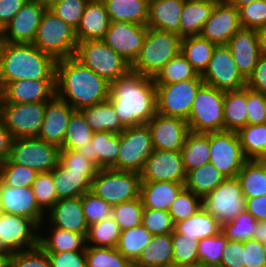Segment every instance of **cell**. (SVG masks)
Instances as JSON below:
<instances>
[{"label":"cell","instance_id":"cell-4","mask_svg":"<svg viewBox=\"0 0 266 267\" xmlns=\"http://www.w3.org/2000/svg\"><path fill=\"white\" fill-rule=\"evenodd\" d=\"M178 34L154 28L147 29L143 47L131 65V71L154 78L181 51Z\"/></svg>","mask_w":266,"mask_h":267},{"label":"cell","instance_id":"cell-8","mask_svg":"<svg viewBox=\"0 0 266 267\" xmlns=\"http://www.w3.org/2000/svg\"><path fill=\"white\" fill-rule=\"evenodd\" d=\"M140 173L99 169L92 180L91 192L114 206L140 197Z\"/></svg>","mask_w":266,"mask_h":267},{"label":"cell","instance_id":"cell-25","mask_svg":"<svg viewBox=\"0 0 266 267\" xmlns=\"http://www.w3.org/2000/svg\"><path fill=\"white\" fill-rule=\"evenodd\" d=\"M2 88L4 103H46L56 95L55 81L17 80Z\"/></svg>","mask_w":266,"mask_h":267},{"label":"cell","instance_id":"cell-47","mask_svg":"<svg viewBox=\"0 0 266 267\" xmlns=\"http://www.w3.org/2000/svg\"><path fill=\"white\" fill-rule=\"evenodd\" d=\"M93 133L83 114L75 110L69 119L61 149L77 150L91 141Z\"/></svg>","mask_w":266,"mask_h":267},{"label":"cell","instance_id":"cell-10","mask_svg":"<svg viewBox=\"0 0 266 267\" xmlns=\"http://www.w3.org/2000/svg\"><path fill=\"white\" fill-rule=\"evenodd\" d=\"M61 148L39 138H15L9 159L38 173L52 171L60 160Z\"/></svg>","mask_w":266,"mask_h":267},{"label":"cell","instance_id":"cell-30","mask_svg":"<svg viewBox=\"0 0 266 267\" xmlns=\"http://www.w3.org/2000/svg\"><path fill=\"white\" fill-rule=\"evenodd\" d=\"M97 172H68L59 161L52 170V180L58 199L82 196L91 190V183Z\"/></svg>","mask_w":266,"mask_h":267},{"label":"cell","instance_id":"cell-75","mask_svg":"<svg viewBox=\"0 0 266 267\" xmlns=\"http://www.w3.org/2000/svg\"><path fill=\"white\" fill-rule=\"evenodd\" d=\"M3 104H4V93H3V88L0 86V120H2Z\"/></svg>","mask_w":266,"mask_h":267},{"label":"cell","instance_id":"cell-34","mask_svg":"<svg viewBox=\"0 0 266 267\" xmlns=\"http://www.w3.org/2000/svg\"><path fill=\"white\" fill-rule=\"evenodd\" d=\"M79 111L94 132L109 131L120 134L126 128L119 120L108 99L95 105L83 107Z\"/></svg>","mask_w":266,"mask_h":267},{"label":"cell","instance_id":"cell-45","mask_svg":"<svg viewBox=\"0 0 266 267\" xmlns=\"http://www.w3.org/2000/svg\"><path fill=\"white\" fill-rule=\"evenodd\" d=\"M194 78L202 77L186 58L179 53L159 71L153 80L155 85H165Z\"/></svg>","mask_w":266,"mask_h":267},{"label":"cell","instance_id":"cell-2","mask_svg":"<svg viewBox=\"0 0 266 267\" xmlns=\"http://www.w3.org/2000/svg\"><path fill=\"white\" fill-rule=\"evenodd\" d=\"M56 96L75 110L109 98L110 83L83 65L74 56L56 62Z\"/></svg>","mask_w":266,"mask_h":267},{"label":"cell","instance_id":"cell-56","mask_svg":"<svg viewBox=\"0 0 266 267\" xmlns=\"http://www.w3.org/2000/svg\"><path fill=\"white\" fill-rule=\"evenodd\" d=\"M88 2L89 0H57L48 9L76 30Z\"/></svg>","mask_w":266,"mask_h":267},{"label":"cell","instance_id":"cell-71","mask_svg":"<svg viewBox=\"0 0 266 267\" xmlns=\"http://www.w3.org/2000/svg\"><path fill=\"white\" fill-rule=\"evenodd\" d=\"M252 239L259 242H264L266 240V221L257 222L256 230Z\"/></svg>","mask_w":266,"mask_h":267},{"label":"cell","instance_id":"cell-28","mask_svg":"<svg viewBox=\"0 0 266 267\" xmlns=\"http://www.w3.org/2000/svg\"><path fill=\"white\" fill-rule=\"evenodd\" d=\"M110 18L102 0H89L75 30L78 42L102 40L110 25Z\"/></svg>","mask_w":266,"mask_h":267},{"label":"cell","instance_id":"cell-67","mask_svg":"<svg viewBox=\"0 0 266 267\" xmlns=\"http://www.w3.org/2000/svg\"><path fill=\"white\" fill-rule=\"evenodd\" d=\"M28 0H1L0 25L4 29Z\"/></svg>","mask_w":266,"mask_h":267},{"label":"cell","instance_id":"cell-3","mask_svg":"<svg viewBox=\"0 0 266 267\" xmlns=\"http://www.w3.org/2000/svg\"><path fill=\"white\" fill-rule=\"evenodd\" d=\"M56 62L32 43L7 42L0 66V86L17 80L55 81Z\"/></svg>","mask_w":266,"mask_h":267},{"label":"cell","instance_id":"cell-54","mask_svg":"<svg viewBox=\"0 0 266 267\" xmlns=\"http://www.w3.org/2000/svg\"><path fill=\"white\" fill-rule=\"evenodd\" d=\"M257 220L246 210L235 219L222 225L221 232L228 240L247 241L253 238Z\"/></svg>","mask_w":266,"mask_h":267},{"label":"cell","instance_id":"cell-11","mask_svg":"<svg viewBox=\"0 0 266 267\" xmlns=\"http://www.w3.org/2000/svg\"><path fill=\"white\" fill-rule=\"evenodd\" d=\"M246 199L239 178L227 177L202 199L203 207L221 224L235 219L245 211Z\"/></svg>","mask_w":266,"mask_h":267},{"label":"cell","instance_id":"cell-51","mask_svg":"<svg viewBox=\"0 0 266 267\" xmlns=\"http://www.w3.org/2000/svg\"><path fill=\"white\" fill-rule=\"evenodd\" d=\"M143 211L144 207L140 197L112 206V216L121 231L141 225Z\"/></svg>","mask_w":266,"mask_h":267},{"label":"cell","instance_id":"cell-35","mask_svg":"<svg viewBox=\"0 0 266 267\" xmlns=\"http://www.w3.org/2000/svg\"><path fill=\"white\" fill-rule=\"evenodd\" d=\"M111 22L123 21L148 27L149 0H102Z\"/></svg>","mask_w":266,"mask_h":267},{"label":"cell","instance_id":"cell-70","mask_svg":"<svg viewBox=\"0 0 266 267\" xmlns=\"http://www.w3.org/2000/svg\"><path fill=\"white\" fill-rule=\"evenodd\" d=\"M260 54L266 56V26L256 30Z\"/></svg>","mask_w":266,"mask_h":267},{"label":"cell","instance_id":"cell-60","mask_svg":"<svg viewBox=\"0 0 266 267\" xmlns=\"http://www.w3.org/2000/svg\"><path fill=\"white\" fill-rule=\"evenodd\" d=\"M10 267H50L47 252L39 245L10 253Z\"/></svg>","mask_w":266,"mask_h":267},{"label":"cell","instance_id":"cell-39","mask_svg":"<svg viewBox=\"0 0 266 267\" xmlns=\"http://www.w3.org/2000/svg\"><path fill=\"white\" fill-rule=\"evenodd\" d=\"M180 152L186 174L203 164L209 163L210 133L190 131Z\"/></svg>","mask_w":266,"mask_h":267},{"label":"cell","instance_id":"cell-5","mask_svg":"<svg viewBox=\"0 0 266 267\" xmlns=\"http://www.w3.org/2000/svg\"><path fill=\"white\" fill-rule=\"evenodd\" d=\"M32 44L57 61L73 57L78 41L75 29L46 8Z\"/></svg>","mask_w":266,"mask_h":267},{"label":"cell","instance_id":"cell-68","mask_svg":"<svg viewBox=\"0 0 266 267\" xmlns=\"http://www.w3.org/2000/svg\"><path fill=\"white\" fill-rule=\"evenodd\" d=\"M245 210L258 222L266 221V195L246 199Z\"/></svg>","mask_w":266,"mask_h":267},{"label":"cell","instance_id":"cell-23","mask_svg":"<svg viewBox=\"0 0 266 267\" xmlns=\"http://www.w3.org/2000/svg\"><path fill=\"white\" fill-rule=\"evenodd\" d=\"M46 214L49 215L39 227H46L43 224L48 219L50 226L87 236L89 226L83 212L82 196L59 199Z\"/></svg>","mask_w":266,"mask_h":267},{"label":"cell","instance_id":"cell-64","mask_svg":"<svg viewBox=\"0 0 266 267\" xmlns=\"http://www.w3.org/2000/svg\"><path fill=\"white\" fill-rule=\"evenodd\" d=\"M219 267H245L243 241L227 240Z\"/></svg>","mask_w":266,"mask_h":267},{"label":"cell","instance_id":"cell-72","mask_svg":"<svg viewBox=\"0 0 266 267\" xmlns=\"http://www.w3.org/2000/svg\"><path fill=\"white\" fill-rule=\"evenodd\" d=\"M229 4L235 6L237 9H239L241 6L249 4L250 2L256 1V0H226ZM258 1H266V0H258Z\"/></svg>","mask_w":266,"mask_h":267},{"label":"cell","instance_id":"cell-58","mask_svg":"<svg viewBox=\"0 0 266 267\" xmlns=\"http://www.w3.org/2000/svg\"><path fill=\"white\" fill-rule=\"evenodd\" d=\"M142 225L152 235H165L174 231V223L169 211L144 208Z\"/></svg>","mask_w":266,"mask_h":267},{"label":"cell","instance_id":"cell-57","mask_svg":"<svg viewBox=\"0 0 266 267\" xmlns=\"http://www.w3.org/2000/svg\"><path fill=\"white\" fill-rule=\"evenodd\" d=\"M82 207L88 226L112 215V206L91 191L82 195Z\"/></svg>","mask_w":266,"mask_h":267},{"label":"cell","instance_id":"cell-65","mask_svg":"<svg viewBox=\"0 0 266 267\" xmlns=\"http://www.w3.org/2000/svg\"><path fill=\"white\" fill-rule=\"evenodd\" d=\"M243 248L245 267H266V255L262 242L249 239L243 241Z\"/></svg>","mask_w":266,"mask_h":267},{"label":"cell","instance_id":"cell-63","mask_svg":"<svg viewBox=\"0 0 266 267\" xmlns=\"http://www.w3.org/2000/svg\"><path fill=\"white\" fill-rule=\"evenodd\" d=\"M50 267H87L86 251L47 252Z\"/></svg>","mask_w":266,"mask_h":267},{"label":"cell","instance_id":"cell-13","mask_svg":"<svg viewBox=\"0 0 266 267\" xmlns=\"http://www.w3.org/2000/svg\"><path fill=\"white\" fill-rule=\"evenodd\" d=\"M247 161L241 148L237 132H210V159L226 177H236Z\"/></svg>","mask_w":266,"mask_h":267},{"label":"cell","instance_id":"cell-9","mask_svg":"<svg viewBox=\"0 0 266 267\" xmlns=\"http://www.w3.org/2000/svg\"><path fill=\"white\" fill-rule=\"evenodd\" d=\"M153 150L147 124L126 127L120 133L118 159L112 169L140 173Z\"/></svg>","mask_w":266,"mask_h":267},{"label":"cell","instance_id":"cell-50","mask_svg":"<svg viewBox=\"0 0 266 267\" xmlns=\"http://www.w3.org/2000/svg\"><path fill=\"white\" fill-rule=\"evenodd\" d=\"M38 172L13 163L9 158L0 164V181L11 187H32Z\"/></svg>","mask_w":266,"mask_h":267},{"label":"cell","instance_id":"cell-69","mask_svg":"<svg viewBox=\"0 0 266 267\" xmlns=\"http://www.w3.org/2000/svg\"><path fill=\"white\" fill-rule=\"evenodd\" d=\"M12 141L11 133L5 127L3 120H0V164L10 157Z\"/></svg>","mask_w":266,"mask_h":267},{"label":"cell","instance_id":"cell-27","mask_svg":"<svg viewBox=\"0 0 266 267\" xmlns=\"http://www.w3.org/2000/svg\"><path fill=\"white\" fill-rule=\"evenodd\" d=\"M241 75L247 80L261 56L256 30L241 28L227 43Z\"/></svg>","mask_w":266,"mask_h":267},{"label":"cell","instance_id":"cell-16","mask_svg":"<svg viewBox=\"0 0 266 267\" xmlns=\"http://www.w3.org/2000/svg\"><path fill=\"white\" fill-rule=\"evenodd\" d=\"M39 227L29 218L0 212V244L9 253L38 245Z\"/></svg>","mask_w":266,"mask_h":267},{"label":"cell","instance_id":"cell-42","mask_svg":"<svg viewBox=\"0 0 266 267\" xmlns=\"http://www.w3.org/2000/svg\"><path fill=\"white\" fill-rule=\"evenodd\" d=\"M216 44L200 35L187 36L181 39L180 53L194 67L199 75L207 69Z\"/></svg>","mask_w":266,"mask_h":267},{"label":"cell","instance_id":"cell-61","mask_svg":"<svg viewBox=\"0 0 266 267\" xmlns=\"http://www.w3.org/2000/svg\"><path fill=\"white\" fill-rule=\"evenodd\" d=\"M266 95L247 88V124L266 123Z\"/></svg>","mask_w":266,"mask_h":267},{"label":"cell","instance_id":"cell-19","mask_svg":"<svg viewBox=\"0 0 266 267\" xmlns=\"http://www.w3.org/2000/svg\"><path fill=\"white\" fill-rule=\"evenodd\" d=\"M154 149L181 151L188 133L187 121L156 113L147 123Z\"/></svg>","mask_w":266,"mask_h":267},{"label":"cell","instance_id":"cell-32","mask_svg":"<svg viewBox=\"0 0 266 267\" xmlns=\"http://www.w3.org/2000/svg\"><path fill=\"white\" fill-rule=\"evenodd\" d=\"M46 228V232L48 230L46 236L44 235L45 230L42 227H39L38 236V245L45 252L86 251V237L83 234L53 226H49V228L47 226ZM41 229H43V233L41 232Z\"/></svg>","mask_w":266,"mask_h":267},{"label":"cell","instance_id":"cell-21","mask_svg":"<svg viewBox=\"0 0 266 267\" xmlns=\"http://www.w3.org/2000/svg\"><path fill=\"white\" fill-rule=\"evenodd\" d=\"M0 212L31 219L38 227L46 214L39 208L32 187H11L0 181Z\"/></svg>","mask_w":266,"mask_h":267},{"label":"cell","instance_id":"cell-36","mask_svg":"<svg viewBox=\"0 0 266 267\" xmlns=\"http://www.w3.org/2000/svg\"><path fill=\"white\" fill-rule=\"evenodd\" d=\"M172 262V233L152 235L133 267H166Z\"/></svg>","mask_w":266,"mask_h":267},{"label":"cell","instance_id":"cell-73","mask_svg":"<svg viewBox=\"0 0 266 267\" xmlns=\"http://www.w3.org/2000/svg\"><path fill=\"white\" fill-rule=\"evenodd\" d=\"M0 267H10V254H0Z\"/></svg>","mask_w":266,"mask_h":267},{"label":"cell","instance_id":"cell-33","mask_svg":"<svg viewBox=\"0 0 266 267\" xmlns=\"http://www.w3.org/2000/svg\"><path fill=\"white\" fill-rule=\"evenodd\" d=\"M215 4L210 0H185L180 17V37L200 35Z\"/></svg>","mask_w":266,"mask_h":267},{"label":"cell","instance_id":"cell-66","mask_svg":"<svg viewBox=\"0 0 266 267\" xmlns=\"http://www.w3.org/2000/svg\"><path fill=\"white\" fill-rule=\"evenodd\" d=\"M246 87L266 95V56L259 57L252 74L246 80Z\"/></svg>","mask_w":266,"mask_h":267},{"label":"cell","instance_id":"cell-1","mask_svg":"<svg viewBox=\"0 0 266 267\" xmlns=\"http://www.w3.org/2000/svg\"><path fill=\"white\" fill-rule=\"evenodd\" d=\"M108 100L125 127L146 124L157 113L153 78L131 70L110 84Z\"/></svg>","mask_w":266,"mask_h":267},{"label":"cell","instance_id":"cell-20","mask_svg":"<svg viewBox=\"0 0 266 267\" xmlns=\"http://www.w3.org/2000/svg\"><path fill=\"white\" fill-rule=\"evenodd\" d=\"M240 29L239 10L224 0L216 2L200 36L216 45H227Z\"/></svg>","mask_w":266,"mask_h":267},{"label":"cell","instance_id":"cell-79","mask_svg":"<svg viewBox=\"0 0 266 267\" xmlns=\"http://www.w3.org/2000/svg\"><path fill=\"white\" fill-rule=\"evenodd\" d=\"M0 36H4V29L0 25Z\"/></svg>","mask_w":266,"mask_h":267},{"label":"cell","instance_id":"cell-22","mask_svg":"<svg viewBox=\"0 0 266 267\" xmlns=\"http://www.w3.org/2000/svg\"><path fill=\"white\" fill-rule=\"evenodd\" d=\"M74 111L72 106L55 95L45 103L44 118L37 138L61 148Z\"/></svg>","mask_w":266,"mask_h":267},{"label":"cell","instance_id":"cell-59","mask_svg":"<svg viewBox=\"0 0 266 267\" xmlns=\"http://www.w3.org/2000/svg\"><path fill=\"white\" fill-rule=\"evenodd\" d=\"M241 28L257 30L266 26V1H253L239 9Z\"/></svg>","mask_w":266,"mask_h":267},{"label":"cell","instance_id":"cell-26","mask_svg":"<svg viewBox=\"0 0 266 267\" xmlns=\"http://www.w3.org/2000/svg\"><path fill=\"white\" fill-rule=\"evenodd\" d=\"M120 134L109 131L94 132L91 141L78 151L91 160L98 169H112L117 163Z\"/></svg>","mask_w":266,"mask_h":267},{"label":"cell","instance_id":"cell-44","mask_svg":"<svg viewBox=\"0 0 266 267\" xmlns=\"http://www.w3.org/2000/svg\"><path fill=\"white\" fill-rule=\"evenodd\" d=\"M151 238L152 234L141 224L121 231L116 248L133 264L150 242Z\"/></svg>","mask_w":266,"mask_h":267},{"label":"cell","instance_id":"cell-76","mask_svg":"<svg viewBox=\"0 0 266 267\" xmlns=\"http://www.w3.org/2000/svg\"><path fill=\"white\" fill-rule=\"evenodd\" d=\"M33 1L40 3L41 5L45 6L46 8H49L57 0H33Z\"/></svg>","mask_w":266,"mask_h":267},{"label":"cell","instance_id":"cell-17","mask_svg":"<svg viewBox=\"0 0 266 267\" xmlns=\"http://www.w3.org/2000/svg\"><path fill=\"white\" fill-rule=\"evenodd\" d=\"M147 29L135 23L110 22L102 41L132 65L143 47Z\"/></svg>","mask_w":266,"mask_h":267},{"label":"cell","instance_id":"cell-18","mask_svg":"<svg viewBox=\"0 0 266 267\" xmlns=\"http://www.w3.org/2000/svg\"><path fill=\"white\" fill-rule=\"evenodd\" d=\"M141 182L185 183L186 172L180 151L154 149L140 172Z\"/></svg>","mask_w":266,"mask_h":267},{"label":"cell","instance_id":"cell-53","mask_svg":"<svg viewBox=\"0 0 266 267\" xmlns=\"http://www.w3.org/2000/svg\"><path fill=\"white\" fill-rule=\"evenodd\" d=\"M198 242L194 238L183 237V233L172 232L173 262L199 267Z\"/></svg>","mask_w":266,"mask_h":267},{"label":"cell","instance_id":"cell-49","mask_svg":"<svg viewBox=\"0 0 266 267\" xmlns=\"http://www.w3.org/2000/svg\"><path fill=\"white\" fill-rule=\"evenodd\" d=\"M227 240L222 232L199 240V267H219Z\"/></svg>","mask_w":266,"mask_h":267},{"label":"cell","instance_id":"cell-14","mask_svg":"<svg viewBox=\"0 0 266 267\" xmlns=\"http://www.w3.org/2000/svg\"><path fill=\"white\" fill-rule=\"evenodd\" d=\"M201 77L205 84L222 91L246 87V79L239 72L227 45H216L208 67Z\"/></svg>","mask_w":266,"mask_h":267},{"label":"cell","instance_id":"cell-52","mask_svg":"<svg viewBox=\"0 0 266 267\" xmlns=\"http://www.w3.org/2000/svg\"><path fill=\"white\" fill-rule=\"evenodd\" d=\"M203 207L202 198L185 187L178 193L169 207L174 225L195 215Z\"/></svg>","mask_w":266,"mask_h":267},{"label":"cell","instance_id":"cell-7","mask_svg":"<svg viewBox=\"0 0 266 267\" xmlns=\"http://www.w3.org/2000/svg\"><path fill=\"white\" fill-rule=\"evenodd\" d=\"M224 93L225 91L205 83L199 88L186 120L190 131L196 133L224 131Z\"/></svg>","mask_w":266,"mask_h":267},{"label":"cell","instance_id":"cell-77","mask_svg":"<svg viewBox=\"0 0 266 267\" xmlns=\"http://www.w3.org/2000/svg\"><path fill=\"white\" fill-rule=\"evenodd\" d=\"M166 267H191L189 265H185V264H181V263H175V262H172L170 263L168 266Z\"/></svg>","mask_w":266,"mask_h":267},{"label":"cell","instance_id":"cell-12","mask_svg":"<svg viewBox=\"0 0 266 267\" xmlns=\"http://www.w3.org/2000/svg\"><path fill=\"white\" fill-rule=\"evenodd\" d=\"M203 84L202 78H194L177 83L155 85L157 113L187 120L196 94Z\"/></svg>","mask_w":266,"mask_h":267},{"label":"cell","instance_id":"cell-38","mask_svg":"<svg viewBox=\"0 0 266 267\" xmlns=\"http://www.w3.org/2000/svg\"><path fill=\"white\" fill-rule=\"evenodd\" d=\"M224 130L235 131L247 125V87L224 93Z\"/></svg>","mask_w":266,"mask_h":267},{"label":"cell","instance_id":"cell-78","mask_svg":"<svg viewBox=\"0 0 266 267\" xmlns=\"http://www.w3.org/2000/svg\"><path fill=\"white\" fill-rule=\"evenodd\" d=\"M0 254H10L8 251H6L3 246L0 244Z\"/></svg>","mask_w":266,"mask_h":267},{"label":"cell","instance_id":"cell-74","mask_svg":"<svg viewBox=\"0 0 266 267\" xmlns=\"http://www.w3.org/2000/svg\"><path fill=\"white\" fill-rule=\"evenodd\" d=\"M7 41L4 36H0V66H1V60L4 52V48L6 45Z\"/></svg>","mask_w":266,"mask_h":267},{"label":"cell","instance_id":"cell-40","mask_svg":"<svg viewBox=\"0 0 266 267\" xmlns=\"http://www.w3.org/2000/svg\"><path fill=\"white\" fill-rule=\"evenodd\" d=\"M237 177L245 199L266 195V160H247Z\"/></svg>","mask_w":266,"mask_h":267},{"label":"cell","instance_id":"cell-48","mask_svg":"<svg viewBox=\"0 0 266 267\" xmlns=\"http://www.w3.org/2000/svg\"><path fill=\"white\" fill-rule=\"evenodd\" d=\"M87 267H133L117 248L86 246Z\"/></svg>","mask_w":266,"mask_h":267},{"label":"cell","instance_id":"cell-46","mask_svg":"<svg viewBox=\"0 0 266 267\" xmlns=\"http://www.w3.org/2000/svg\"><path fill=\"white\" fill-rule=\"evenodd\" d=\"M120 227L114 217H110L88 227L86 246L117 247L120 237Z\"/></svg>","mask_w":266,"mask_h":267},{"label":"cell","instance_id":"cell-29","mask_svg":"<svg viewBox=\"0 0 266 267\" xmlns=\"http://www.w3.org/2000/svg\"><path fill=\"white\" fill-rule=\"evenodd\" d=\"M185 0H149L148 27L180 36V17Z\"/></svg>","mask_w":266,"mask_h":267},{"label":"cell","instance_id":"cell-43","mask_svg":"<svg viewBox=\"0 0 266 267\" xmlns=\"http://www.w3.org/2000/svg\"><path fill=\"white\" fill-rule=\"evenodd\" d=\"M237 134L247 160H266V123L247 124Z\"/></svg>","mask_w":266,"mask_h":267},{"label":"cell","instance_id":"cell-41","mask_svg":"<svg viewBox=\"0 0 266 267\" xmlns=\"http://www.w3.org/2000/svg\"><path fill=\"white\" fill-rule=\"evenodd\" d=\"M226 178L213 164L206 163L186 174L184 186L203 199Z\"/></svg>","mask_w":266,"mask_h":267},{"label":"cell","instance_id":"cell-80","mask_svg":"<svg viewBox=\"0 0 266 267\" xmlns=\"http://www.w3.org/2000/svg\"><path fill=\"white\" fill-rule=\"evenodd\" d=\"M262 246L264 248V251H265V255H266V240L264 242H262Z\"/></svg>","mask_w":266,"mask_h":267},{"label":"cell","instance_id":"cell-31","mask_svg":"<svg viewBox=\"0 0 266 267\" xmlns=\"http://www.w3.org/2000/svg\"><path fill=\"white\" fill-rule=\"evenodd\" d=\"M184 184L169 181L141 182L140 198L143 207L168 211L178 193L185 187Z\"/></svg>","mask_w":266,"mask_h":267},{"label":"cell","instance_id":"cell-24","mask_svg":"<svg viewBox=\"0 0 266 267\" xmlns=\"http://www.w3.org/2000/svg\"><path fill=\"white\" fill-rule=\"evenodd\" d=\"M46 7L28 0L4 28V37L11 43H32Z\"/></svg>","mask_w":266,"mask_h":267},{"label":"cell","instance_id":"cell-37","mask_svg":"<svg viewBox=\"0 0 266 267\" xmlns=\"http://www.w3.org/2000/svg\"><path fill=\"white\" fill-rule=\"evenodd\" d=\"M221 229L222 225L204 207H201L195 215L174 226L176 233H183V237L194 238V240L217 235Z\"/></svg>","mask_w":266,"mask_h":267},{"label":"cell","instance_id":"cell-6","mask_svg":"<svg viewBox=\"0 0 266 267\" xmlns=\"http://www.w3.org/2000/svg\"><path fill=\"white\" fill-rule=\"evenodd\" d=\"M74 57L110 84L131 70V65L102 40L78 42Z\"/></svg>","mask_w":266,"mask_h":267},{"label":"cell","instance_id":"cell-62","mask_svg":"<svg viewBox=\"0 0 266 267\" xmlns=\"http://www.w3.org/2000/svg\"><path fill=\"white\" fill-rule=\"evenodd\" d=\"M68 172H97L98 167L76 150L61 149L60 160Z\"/></svg>","mask_w":266,"mask_h":267},{"label":"cell","instance_id":"cell-15","mask_svg":"<svg viewBox=\"0 0 266 267\" xmlns=\"http://www.w3.org/2000/svg\"><path fill=\"white\" fill-rule=\"evenodd\" d=\"M45 113V103H4L2 120L15 138H37Z\"/></svg>","mask_w":266,"mask_h":267},{"label":"cell","instance_id":"cell-55","mask_svg":"<svg viewBox=\"0 0 266 267\" xmlns=\"http://www.w3.org/2000/svg\"><path fill=\"white\" fill-rule=\"evenodd\" d=\"M35 200L39 208L46 214L59 200L52 180V171L38 173L32 184Z\"/></svg>","mask_w":266,"mask_h":267}]
</instances>
